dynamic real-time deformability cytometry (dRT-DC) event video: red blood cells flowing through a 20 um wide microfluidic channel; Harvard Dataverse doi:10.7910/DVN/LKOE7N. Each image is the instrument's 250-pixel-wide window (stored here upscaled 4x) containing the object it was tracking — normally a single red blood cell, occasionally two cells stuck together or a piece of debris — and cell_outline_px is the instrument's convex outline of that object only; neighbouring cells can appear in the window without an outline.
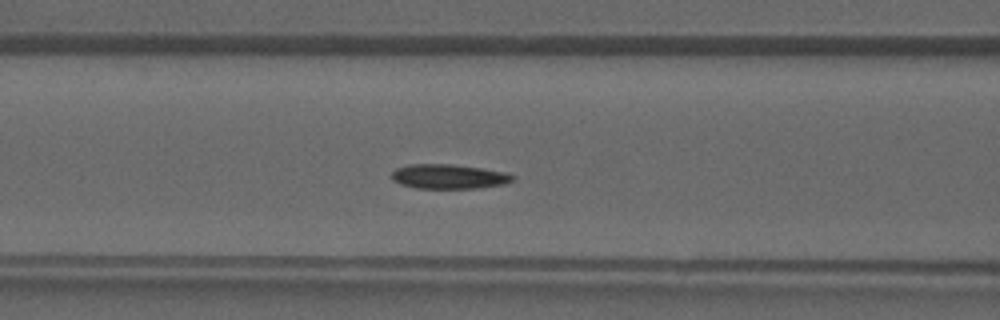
{"species": "common noctule bat (a hibernating species)", "species_latin": "Nyctalus noctula", "temperature_condition": "warm", "stored_images_in_passage": 39, "camera_frame_rate_fps": 3000, "um_per_image_px": 0.085, "animal": {"sex": "male", "forearm_length_mm": 52.5}, "frame": {"image": 1, "passage_image": 15, "time_ms": 4.667, "image_size_px": [1000, 320], "cell_outline_px": [[516, 176], [512, 180], [504, 184], [476, 188], [416, 188], [400, 184], [392, 180], [392, 172], [396, 168], [408, 164], [452, 164], [484, 168], [508, 172]], "centroid_in_image_um": [38.16, 14.99], "position_along_channel_um": 128.4, "area_um2": 17.46}}
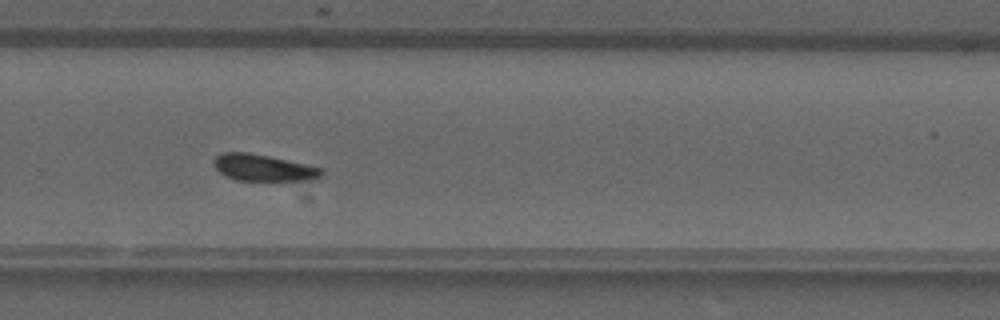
{"frame": {"image": 2, "passage_image": 26, "time_ms": 8.333, "image_size_px": [1000, 320], "cell_outline_px": [[324, 176], [316, 180], [236, 180], [220, 172], [216, 168], [212, 160], [220, 152], [248, 152], [268, 156], [324, 168]], "centroid_in_image_um": [22.43, 14.25], "position_along_channel_um": 307.4, "area_um2": 16.76}}
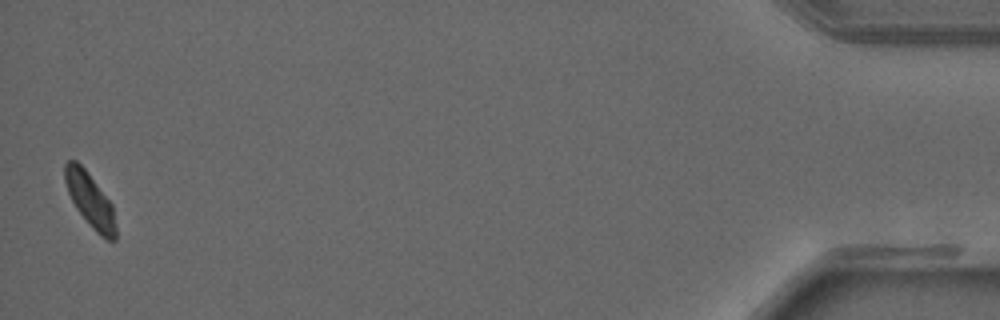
{"frame": {"image": 3, "passage_image": 39, "time_ms": 12.667, "image_size_px": [1000, 320], "cell_outline_px": [[116, 240], [108, 240], [100, 236], [92, 228], [76, 208], [68, 192], [64, 180], [64, 164], [68, 160], [76, 160], [84, 168], [112, 204], [116, 228]], "centroid_in_image_um": [7.65, 17.01], "position_along_channel_um": 427.6, "area_um2": 15.9}}